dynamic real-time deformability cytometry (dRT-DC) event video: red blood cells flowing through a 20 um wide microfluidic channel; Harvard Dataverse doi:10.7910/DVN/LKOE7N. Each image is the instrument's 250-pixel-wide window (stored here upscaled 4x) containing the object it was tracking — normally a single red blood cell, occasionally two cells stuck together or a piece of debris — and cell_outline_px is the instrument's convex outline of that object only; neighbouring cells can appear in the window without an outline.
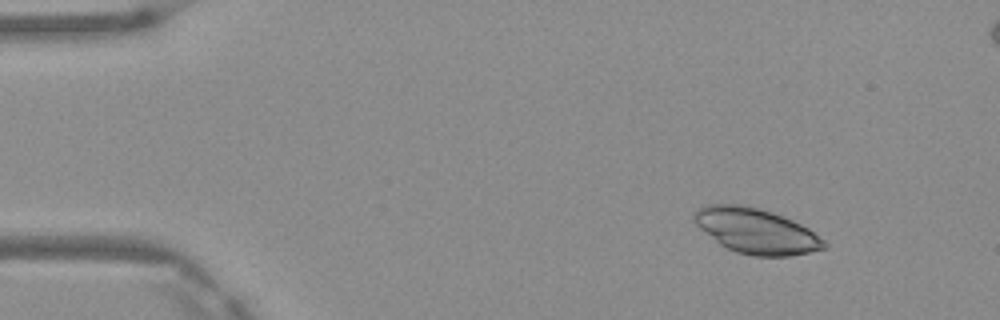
{"species": "Egyptian fruit bat (a non-hibernating species)", "species_latin": "Rousettus aegyptiacus", "temperature_condition": "warm", "stored_images_in_passage": 4, "camera_frame_rate_fps": 3000, "um_per_image_px": 0.085, "frame": {"image": 1, "passage_image": 1, "time_ms": 0.0, "image_size_px": [1000, 320], "cell_outline_px": [[828, 248], [792, 256], [752, 256], [736, 252], [720, 244], [700, 228], [692, 220], [692, 212], [696, 208], [704, 204], [740, 204], [760, 208], [772, 212], [792, 220], [808, 228], [824, 240], [828, 244]], "centroid_in_image_um": [64.25, 19.62], "position_along_channel_um": 20.7, "area_um2": 34.45}}